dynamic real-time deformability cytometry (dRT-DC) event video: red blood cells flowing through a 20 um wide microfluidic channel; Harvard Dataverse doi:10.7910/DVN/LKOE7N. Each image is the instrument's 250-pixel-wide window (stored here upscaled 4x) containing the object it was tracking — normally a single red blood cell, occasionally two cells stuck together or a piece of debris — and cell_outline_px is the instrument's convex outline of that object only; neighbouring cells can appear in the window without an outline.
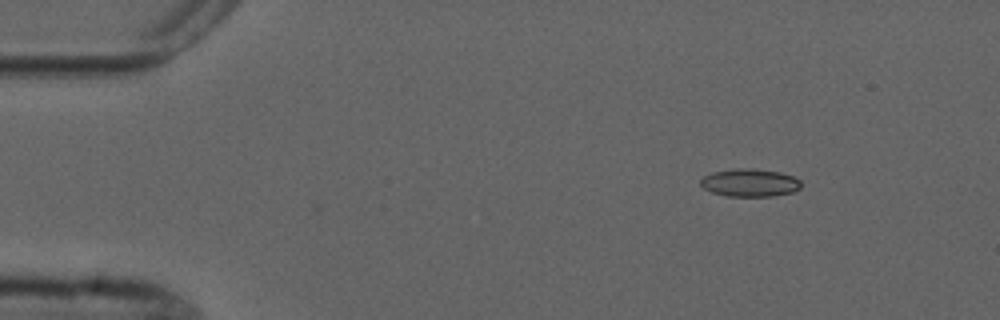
{"species": "common noctule bat (a hibernating species)", "species_latin": "Nyctalus noctula", "temperature_condition": "cold", "stored_images_in_passage": 6, "camera_frame_rate_fps": 3000, "um_per_image_px": 0.085, "animal": {"sex": "male", "forearm_length_mm": 52.5}, "frame": {"image": 1, "passage_image": 1, "time_ms": 0.0, "image_size_px": [1000, 320], "cell_outline_px": [[800, 188], [792, 192], [772, 196], [728, 196], [712, 192], [704, 188], [700, 184], [700, 180], [704, 176], [712, 172], [736, 168], [752, 168], [780, 172], [792, 176], [800, 180]], "centroid_in_image_um": [63.72, 15.52], "position_along_channel_um": 21.3, "area_um2": 16.24}}
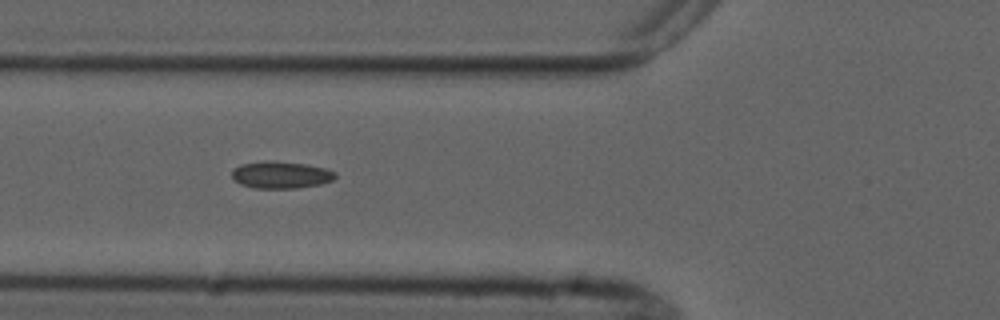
{"frame": {"image": 2, "passage_image": 5, "time_ms": 4.333, "image_size_px": [1000, 320], "cell_outline_px": [[336, 176], [332, 180], [320, 184], [296, 188], [252, 188], [240, 184], [232, 176], [232, 172], [240, 164], [264, 160], [268, 160], [304, 164], [324, 168], [336, 172]], "centroid_in_image_um": [23.86, 14.86], "position_along_channel_um": 101.9, "area_um2": 16.18}}
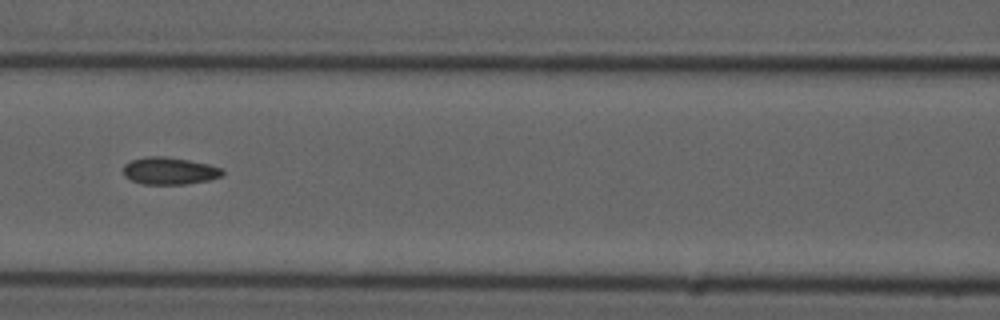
{"frame": {"image": 3, "passage_image": 6, "time_ms": 5.667, "image_size_px": [1000, 320], "cell_outline_px": [[224, 176], [208, 180], [184, 184], [144, 184], [132, 180], [124, 176], [124, 164], [132, 160], [148, 156], [164, 156], [188, 160], [208, 164], [220, 168], [224, 172]], "centroid_in_image_um": [14.41, 14.52], "position_along_channel_um": 152.2, "area_um2": 15.61}}